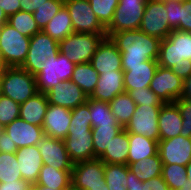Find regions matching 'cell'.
<instances>
[{
  "mask_svg": "<svg viewBox=\"0 0 191 190\" xmlns=\"http://www.w3.org/2000/svg\"><path fill=\"white\" fill-rule=\"evenodd\" d=\"M63 5L64 0H47L32 13L40 30H43Z\"/></svg>",
  "mask_w": 191,
  "mask_h": 190,
  "instance_id": "41",
  "label": "cell"
},
{
  "mask_svg": "<svg viewBox=\"0 0 191 190\" xmlns=\"http://www.w3.org/2000/svg\"><path fill=\"white\" fill-rule=\"evenodd\" d=\"M7 21H8V17L5 14V12L2 10V8L0 7V27L4 25L5 23H7Z\"/></svg>",
  "mask_w": 191,
  "mask_h": 190,
  "instance_id": "56",
  "label": "cell"
},
{
  "mask_svg": "<svg viewBox=\"0 0 191 190\" xmlns=\"http://www.w3.org/2000/svg\"><path fill=\"white\" fill-rule=\"evenodd\" d=\"M88 190H109V188L107 184H101V185L91 186L89 187Z\"/></svg>",
  "mask_w": 191,
  "mask_h": 190,
  "instance_id": "57",
  "label": "cell"
},
{
  "mask_svg": "<svg viewBox=\"0 0 191 190\" xmlns=\"http://www.w3.org/2000/svg\"><path fill=\"white\" fill-rule=\"evenodd\" d=\"M49 104L74 109L87 102L88 96L71 80L62 81L52 87L47 93Z\"/></svg>",
  "mask_w": 191,
  "mask_h": 190,
  "instance_id": "15",
  "label": "cell"
},
{
  "mask_svg": "<svg viewBox=\"0 0 191 190\" xmlns=\"http://www.w3.org/2000/svg\"><path fill=\"white\" fill-rule=\"evenodd\" d=\"M127 190H141V185H143V182L140 181L135 174L129 170V167L127 165Z\"/></svg>",
  "mask_w": 191,
  "mask_h": 190,
  "instance_id": "53",
  "label": "cell"
},
{
  "mask_svg": "<svg viewBox=\"0 0 191 190\" xmlns=\"http://www.w3.org/2000/svg\"><path fill=\"white\" fill-rule=\"evenodd\" d=\"M71 172L72 170H58L43 164L39 178L33 185L49 187L51 189H65L71 184Z\"/></svg>",
  "mask_w": 191,
  "mask_h": 190,
  "instance_id": "29",
  "label": "cell"
},
{
  "mask_svg": "<svg viewBox=\"0 0 191 190\" xmlns=\"http://www.w3.org/2000/svg\"><path fill=\"white\" fill-rule=\"evenodd\" d=\"M1 95L18 104L26 102L37 92L35 76L21 67H9L0 80Z\"/></svg>",
  "mask_w": 191,
  "mask_h": 190,
  "instance_id": "2",
  "label": "cell"
},
{
  "mask_svg": "<svg viewBox=\"0 0 191 190\" xmlns=\"http://www.w3.org/2000/svg\"><path fill=\"white\" fill-rule=\"evenodd\" d=\"M175 30L191 32V0H180V24Z\"/></svg>",
  "mask_w": 191,
  "mask_h": 190,
  "instance_id": "46",
  "label": "cell"
},
{
  "mask_svg": "<svg viewBox=\"0 0 191 190\" xmlns=\"http://www.w3.org/2000/svg\"><path fill=\"white\" fill-rule=\"evenodd\" d=\"M188 59L191 60V32L172 30L160 42L158 65L171 68Z\"/></svg>",
  "mask_w": 191,
  "mask_h": 190,
  "instance_id": "5",
  "label": "cell"
},
{
  "mask_svg": "<svg viewBox=\"0 0 191 190\" xmlns=\"http://www.w3.org/2000/svg\"><path fill=\"white\" fill-rule=\"evenodd\" d=\"M19 0H0V7L5 12L7 17L21 10Z\"/></svg>",
  "mask_w": 191,
  "mask_h": 190,
  "instance_id": "50",
  "label": "cell"
},
{
  "mask_svg": "<svg viewBox=\"0 0 191 190\" xmlns=\"http://www.w3.org/2000/svg\"><path fill=\"white\" fill-rule=\"evenodd\" d=\"M71 183L82 190L91 186L106 184L104 162L98 158L73 164Z\"/></svg>",
  "mask_w": 191,
  "mask_h": 190,
  "instance_id": "14",
  "label": "cell"
},
{
  "mask_svg": "<svg viewBox=\"0 0 191 190\" xmlns=\"http://www.w3.org/2000/svg\"><path fill=\"white\" fill-rule=\"evenodd\" d=\"M182 115V129L180 135L191 137V102L178 99L175 101Z\"/></svg>",
  "mask_w": 191,
  "mask_h": 190,
  "instance_id": "44",
  "label": "cell"
},
{
  "mask_svg": "<svg viewBox=\"0 0 191 190\" xmlns=\"http://www.w3.org/2000/svg\"><path fill=\"white\" fill-rule=\"evenodd\" d=\"M164 3L169 26L175 30L180 24V0L165 1Z\"/></svg>",
  "mask_w": 191,
  "mask_h": 190,
  "instance_id": "45",
  "label": "cell"
},
{
  "mask_svg": "<svg viewBox=\"0 0 191 190\" xmlns=\"http://www.w3.org/2000/svg\"><path fill=\"white\" fill-rule=\"evenodd\" d=\"M128 151L129 135L123 129L112 138L109 146L106 147L105 152L98 159L104 163L127 165Z\"/></svg>",
  "mask_w": 191,
  "mask_h": 190,
  "instance_id": "26",
  "label": "cell"
},
{
  "mask_svg": "<svg viewBox=\"0 0 191 190\" xmlns=\"http://www.w3.org/2000/svg\"><path fill=\"white\" fill-rule=\"evenodd\" d=\"M110 38L121 52L122 66H136L147 60H158L159 38L149 36L141 30L113 33Z\"/></svg>",
  "mask_w": 191,
  "mask_h": 190,
  "instance_id": "1",
  "label": "cell"
},
{
  "mask_svg": "<svg viewBox=\"0 0 191 190\" xmlns=\"http://www.w3.org/2000/svg\"><path fill=\"white\" fill-rule=\"evenodd\" d=\"M122 55L116 44L110 37H105L98 46L90 63L93 68L99 73L123 71L122 70Z\"/></svg>",
  "mask_w": 191,
  "mask_h": 190,
  "instance_id": "17",
  "label": "cell"
},
{
  "mask_svg": "<svg viewBox=\"0 0 191 190\" xmlns=\"http://www.w3.org/2000/svg\"><path fill=\"white\" fill-rule=\"evenodd\" d=\"M74 67L75 64L60 52L46 58L42 70L35 75L37 92L47 93L62 81L71 80Z\"/></svg>",
  "mask_w": 191,
  "mask_h": 190,
  "instance_id": "4",
  "label": "cell"
},
{
  "mask_svg": "<svg viewBox=\"0 0 191 190\" xmlns=\"http://www.w3.org/2000/svg\"><path fill=\"white\" fill-rule=\"evenodd\" d=\"M64 5L69 11L74 32L106 34V28L95 15L89 0H64Z\"/></svg>",
  "mask_w": 191,
  "mask_h": 190,
  "instance_id": "9",
  "label": "cell"
},
{
  "mask_svg": "<svg viewBox=\"0 0 191 190\" xmlns=\"http://www.w3.org/2000/svg\"><path fill=\"white\" fill-rule=\"evenodd\" d=\"M15 154L22 179L29 181L31 184H35L43 165L38 146L32 145L20 148Z\"/></svg>",
  "mask_w": 191,
  "mask_h": 190,
  "instance_id": "23",
  "label": "cell"
},
{
  "mask_svg": "<svg viewBox=\"0 0 191 190\" xmlns=\"http://www.w3.org/2000/svg\"><path fill=\"white\" fill-rule=\"evenodd\" d=\"M141 190H170L162 175L143 182Z\"/></svg>",
  "mask_w": 191,
  "mask_h": 190,
  "instance_id": "47",
  "label": "cell"
},
{
  "mask_svg": "<svg viewBox=\"0 0 191 190\" xmlns=\"http://www.w3.org/2000/svg\"><path fill=\"white\" fill-rule=\"evenodd\" d=\"M112 115L118 124L124 129L130 121L136 109V104L128 92L118 94L109 102Z\"/></svg>",
  "mask_w": 191,
  "mask_h": 190,
  "instance_id": "31",
  "label": "cell"
},
{
  "mask_svg": "<svg viewBox=\"0 0 191 190\" xmlns=\"http://www.w3.org/2000/svg\"><path fill=\"white\" fill-rule=\"evenodd\" d=\"M89 2L100 23L107 28L113 20L119 0H89Z\"/></svg>",
  "mask_w": 191,
  "mask_h": 190,
  "instance_id": "40",
  "label": "cell"
},
{
  "mask_svg": "<svg viewBox=\"0 0 191 190\" xmlns=\"http://www.w3.org/2000/svg\"><path fill=\"white\" fill-rule=\"evenodd\" d=\"M63 141L73 164L94 159L92 131H68Z\"/></svg>",
  "mask_w": 191,
  "mask_h": 190,
  "instance_id": "18",
  "label": "cell"
},
{
  "mask_svg": "<svg viewBox=\"0 0 191 190\" xmlns=\"http://www.w3.org/2000/svg\"><path fill=\"white\" fill-rule=\"evenodd\" d=\"M147 0H119L113 20L106 28V37L113 33L139 30Z\"/></svg>",
  "mask_w": 191,
  "mask_h": 190,
  "instance_id": "7",
  "label": "cell"
},
{
  "mask_svg": "<svg viewBox=\"0 0 191 190\" xmlns=\"http://www.w3.org/2000/svg\"><path fill=\"white\" fill-rule=\"evenodd\" d=\"M58 52L59 42L41 30L30 38L27 57L21 68L35 76L42 70L46 58L55 56Z\"/></svg>",
  "mask_w": 191,
  "mask_h": 190,
  "instance_id": "8",
  "label": "cell"
},
{
  "mask_svg": "<svg viewBox=\"0 0 191 190\" xmlns=\"http://www.w3.org/2000/svg\"><path fill=\"white\" fill-rule=\"evenodd\" d=\"M37 146L43 164L58 170H72L73 163L68 156L65 143L62 139L44 136Z\"/></svg>",
  "mask_w": 191,
  "mask_h": 190,
  "instance_id": "16",
  "label": "cell"
},
{
  "mask_svg": "<svg viewBox=\"0 0 191 190\" xmlns=\"http://www.w3.org/2000/svg\"><path fill=\"white\" fill-rule=\"evenodd\" d=\"M125 92L123 71L103 72L99 74L97 86L88 98L110 102L118 94Z\"/></svg>",
  "mask_w": 191,
  "mask_h": 190,
  "instance_id": "22",
  "label": "cell"
},
{
  "mask_svg": "<svg viewBox=\"0 0 191 190\" xmlns=\"http://www.w3.org/2000/svg\"><path fill=\"white\" fill-rule=\"evenodd\" d=\"M31 190H63V189H51L49 187L39 186V185H32Z\"/></svg>",
  "mask_w": 191,
  "mask_h": 190,
  "instance_id": "58",
  "label": "cell"
},
{
  "mask_svg": "<svg viewBox=\"0 0 191 190\" xmlns=\"http://www.w3.org/2000/svg\"><path fill=\"white\" fill-rule=\"evenodd\" d=\"M162 105H136L135 112L124 128L128 133L159 141L158 117Z\"/></svg>",
  "mask_w": 191,
  "mask_h": 190,
  "instance_id": "10",
  "label": "cell"
},
{
  "mask_svg": "<svg viewBox=\"0 0 191 190\" xmlns=\"http://www.w3.org/2000/svg\"><path fill=\"white\" fill-rule=\"evenodd\" d=\"M30 38L22 35L10 24L0 27V56L9 67H21L27 57Z\"/></svg>",
  "mask_w": 191,
  "mask_h": 190,
  "instance_id": "6",
  "label": "cell"
},
{
  "mask_svg": "<svg viewBox=\"0 0 191 190\" xmlns=\"http://www.w3.org/2000/svg\"><path fill=\"white\" fill-rule=\"evenodd\" d=\"M129 95L136 105H163L161 99L150 89V87L140 88V90H130Z\"/></svg>",
  "mask_w": 191,
  "mask_h": 190,
  "instance_id": "43",
  "label": "cell"
},
{
  "mask_svg": "<svg viewBox=\"0 0 191 190\" xmlns=\"http://www.w3.org/2000/svg\"><path fill=\"white\" fill-rule=\"evenodd\" d=\"M70 122V109L49 104L42 126L44 135L64 140L68 136Z\"/></svg>",
  "mask_w": 191,
  "mask_h": 190,
  "instance_id": "19",
  "label": "cell"
},
{
  "mask_svg": "<svg viewBox=\"0 0 191 190\" xmlns=\"http://www.w3.org/2000/svg\"><path fill=\"white\" fill-rule=\"evenodd\" d=\"M139 30L160 40L170 34L172 29L169 26L164 2L147 0Z\"/></svg>",
  "mask_w": 191,
  "mask_h": 190,
  "instance_id": "11",
  "label": "cell"
},
{
  "mask_svg": "<svg viewBox=\"0 0 191 190\" xmlns=\"http://www.w3.org/2000/svg\"><path fill=\"white\" fill-rule=\"evenodd\" d=\"M122 130L123 128L120 125L92 127L94 159L99 158L105 152L112 138Z\"/></svg>",
  "mask_w": 191,
  "mask_h": 190,
  "instance_id": "34",
  "label": "cell"
},
{
  "mask_svg": "<svg viewBox=\"0 0 191 190\" xmlns=\"http://www.w3.org/2000/svg\"><path fill=\"white\" fill-rule=\"evenodd\" d=\"M162 161L159 154L140 159L128 165L129 170L142 182L162 175Z\"/></svg>",
  "mask_w": 191,
  "mask_h": 190,
  "instance_id": "32",
  "label": "cell"
},
{
  "mask_svg": "<svg viewBox=\"0 0 191 190\" xmlns=\"http://www.w3.org/2000/svg\"><path fill=\"white\" fill-rule=\"evenodd\" d=\"M32 185L27 180H15L13 182L0 183V190H31Z\"/></svg>",
  "mask_w": 191,
  "mask_h": 190,
  "instance_id": "49",
  "label": "cell"
},
{
  "mask_svg": "<svg viewBox=\"0 0 191 190\" xmlns=\"http://www.w3.org/2000/svg\"><path fill=\"white\" fill-rule=\"evenodd\" d=\"M22 180L15 153H0V183Z\"/></svg>",
  "mask_w": 191,
  "mask_h": 190,
  "instance_id": "38",
  "label": "cell"
},
{
  "mask_svg": "<svg viewBox=\"0 0 191 190\" xmlns=\"http://www.w3.org/2000/svg\"><path fill=\"white\" fill-rule=\"evenodd\" d=\"M98 78L99 73L88 62L75 65L71 81L77 84L90 97L97 86Z\"/></svg>",
  "mask_w": 191,
  "mask_h": 190,
  "instance_id": "30",
  "label": "cell"
},
{
  "mask_svg": "<svg viewBox=\"0 0 191 190\" xmlns=\"http://www.w3.org/2000/svg\"><path fill=\"white\" fill-rule=\"evenodd\" d=\"M18 150L15 142L10 140L9 134L4 130L0 133V153H16Z\"/></svg>",
  "mask_w": 191,
  "mask_h": 190,
  "instance_id": "48",
  "label": "cell"
},
{
  "mask_svg": "<svg viewBox=\"0 0 191 190\" xmlns=\"http://www.w3.org/2000/svg\"><path fill=\"white\" fill-rule=\"evenodd\" d=\"M42 31L58 42L74 33L71 17L65 5L62 6Z\"/></svg>",
  "mask_w": 191,
  "mask_h": 190,
  "instance_id": "28",
  "label": "cell"
},
{
  "mask_svg": "<svg viewBox=\"0 0 191 190\" xmlns=\"http://www.w3.org/2000/svg\"><path fill=\"white\" fill-rule=\"evenodd\" d=\"M21 11H26L29 13H33L47 0H19Z\"/></svg>",
  "mask_w": 191,
  "mask_h": 190,
  "instance_id": "52",
  "label": "cell"
},
{
  "mask_svg": "<svg viewBox=\"0 0 191 190\" xmlns=\"http://www.w3.org/2000/svg\"><path fill=\"white\" fill-rule=\"evenodd\" d=\"M69 131H92L90 106L87 102L71 109Z\"/></svg>",
  "mask_w": 191,
  "mask_h": 190,
  "instance_id": "39",
  "label": "cell"
},
{
  "mask_svg": "<svg viewBox=\"0 0 191 190\" xmlns=\"http://www.w3.org/2000/svg\"><path fill=\"white\" fill-rule=\"evenodd\" d=\"M4 131V127L0 124V133Z\"/></svg>",
  "mask_w": 191,
  "mask_h": 190,
  "instance_id": "61",
  "label": "cell"
},
{
  "mask_svg": "<svg viewBox=\"0 0 191 190\" xmlns=\"http://www.w3.org/2000/svg\"><path fill=\"white\" fill-rule=\"evenodd\" d=\"M158 66V60H147L142 65L122 66L125 92L150 87Z\"/></svg>",
  "mask_w": 191,
  "mask_h": 190,
  "instance_id": "20",
  "label": "cell"
},
{
  "mask_svg": "<svg viewBox=\"0 0 191 190\" xmlns=\"http://www.w3.org/2000/svg\"><path fill=\"white\" fill-rule=\"evenodd\" d=\"M180 98L191 102V74L183 80V90Z\"/></svg>",
  "mask_w": 191,
  "mask_h": 190,
  "instance_id": "54",
  "label": "cell"
},
{
  "mask_svg": "<svg viewBox=\"0 0 191 190\" xmlns=\"http://www.w3.org/2000/svg\"><path fill=\"white\" fill-rule=\"evenodd\" d=\"M7 23L14 27L22 35L29 38L41 31L37 26L33 14L26 11L20 10L9 16Z\"/></svg>",
  "mask_w": 191,
  "mask_h": 190,
  "instance_id": "37",
  "label": "cell"
},
{
  "mask_svg": "<svg viewBox=\"0 0 191 190\" xmlns=\"http://www.w3.org/2000/svg\"><path fill=\"white\" fill-rule=\"evenodd\" d=\"M158 154L162 164L186 166L191 161V137L183 135L158 141Z\"/></svg>",
  "mask_w": 191,
  "mask_h": 190,
  "instance_id": "13",
  "label": "cell"
},
{
  "mask_svg": "<svg viewBox=\"0 0 191 190\" xmlns=\"http://www.w3.org/2000/svg\"><path fill=\"white\" fill-rule=\"evenodd\" d=\"M20 104L9 97L0 96V124L5 127L19 118Z\"/></svg>",
  "mask_w": 191,
  "mask_h": 190,
  "instance_id": "42",
  "label": "cell"
},
{
  "mask_svg": "<svg viewBox=\"0 0 191 190\" xmlns=\"http://www.w3.org/2000/svg\"><path fill=\"white\" fill-rule=\"evenodd\" d=\"M104 178L109 190H127V165L104 163Z\"/></svg>",
  "mask_w": 191,
  "mask_h": 190,
  "instance_id": "36",
  "label": "cell"
},
{
  "mask_svg": "<svg viewBox=\"0 0 191 190\" xmlns=\"http://www.w3.org/2000/svg\"><path fill=\"white\" fill-rule=\"evenodd\" d=\"M48 105L46 94L38 92L26 102L20 104L19 118L28 123L43 126Z\"/></svg>",
  "mask_w": 191,
  "mask_h": 190,
  "instance_id": "25",
  "label": "cell"
},
{
  "mask_svg": "<svg viewBox=\"0 0 191 190\" xmlns=\"http://www.w3.org/2000/svg\"><path fill=\"white\" fill-rule=\"evenodd\" d=\"M129 151L127 165L158 153V142L143 135L128 133Z\"/></svg>",
  "mask_w": 191,
  "mask_h": 190,
  "instance_id": "27",
  "label": "cell"
},
{
  "mask_svg": "<svg viewBox=\"0 0 191 190\" xmlns=\"http://www.w3.org/2000/svg\"><path fill=\"white\" fill-rule=\"evenodd\" d=\"M182 120L181 112L175 102L164 103L158 117L160 140H167L180 135Z\"/></svg>",
  "mask_w": 191,
  "mask_h": 190,
  "instance_id": "24",
  "label": "cell"
},
{
  "mask_svg": "<svg viewBox=\"0 0 191 190\" xmlns=\"http://www.w3.org/2000/svg\"><path fill=\"white\" fill-rule=\"evenodd\" d=\"M178 77L186 79L191 74V60L181 62L170 68Z\"/></svg>",
  "mask_w": 191,
  "mask_h": 190,
  "instance_id": "51",
  "label": "cell"
},
{
  "mask_svg": "<svg viewBox=\"0 0 191 190\" xmlns=\"http://www.w3.org/2000/svg\"><path fill=\"white\" fill-rule=\"evenodd\" d=\"M8 68H9V66L4 61V59L0 56V80L5 75Z\"/></svg>",
  "mask_w": 191,
  "mask_h": 190,
  "instance_id": "55",
  "label": "cell"
},
{
  "mask_svg": "<svg viewBox=\"0 0 191 190\" xmlns=\"http://www.w3.org/2000/svg\"><path fill=\"white\" fill-rule=\"evenodd\" d=\"M87 103L90 106L91 127L119 125L111 113L108 102L88 98Z\"/></svg>",
  "mask_w": 191,
  "mask_h": 190,
  "instance_id": "35",
  "label": "cell"
},
{
  "mask_svg": "<svg viewBox=\"0 0 191 190\" xmlns=\"http://www.w3.org/2000/svg\"><path fill=\"white\" fill-rule=\"evenodd\" d=\"M106 34L72 33L59 41V52L75 65L88 63Z\"/></svg>",
  "mask_w": 191,
  "mask_h": 190,
  "instance_id": "3",
  "label": "cell"
},
{
  "mask_svg": "<svg viewBox=\"0 0 191 190\" xmlns=\"http://www.w3.org/2000/svg\"><path fill=\"white\" fill-rule=\"evenodd\" d=\"M162 177L170 190H191V182L187 178L186 166L163 164Z\"/></svg>",
  "mask_w": 191,
  "mask_h": 190,
  "instance_id": "33",
  "label": "cell"
},
{
  "mask_svg": "<svg viewBox=\"0 0 191 190\" xmlns=\"http://www.w3.org/2000/svg\"><path fill=\"white\" fill-rule=\"evenodd\" d=\"M150 89L163 103H173L180 99L183 90V79L178 77L170 68L158 66Z\"/></svg>",
  "mask_w": 191,
  "mask_h": 190,
  "instance_id": "12",
  "label": "cell"
},
{
  "mask_svg": "<svg viewBox=\"0 0 191 190\" xmlns=\"http://www.w3.org/2000/svg\"><path fill=\"white\" fill-rule=\"evenodd\" d=\"M10 140L15 142L18 149L37 145L45 136L42 126H37L17 118L4 127Z\"/></svg>",
  "mask_w": 191,
  "mask_h": 190,
  "instance_id": "21",
  "label": "cell"
},
{
  "mask_svg": "<svg viewBox=\"0 0 191 190\" xmlns=\"http://www.w3.org/2000/svg\"><path fill=\"white\" fill-rule=\"evenodd\" d=\"M63 190H82V189L76 187L74 184L71 183L68 187H66Z\"/></svg>",
  "mask_w": 191,
  "mask_h": 190,
  "instance_id": "60",
  "label": "cell"
},
{
  "mask_svg": "<svg viewBox=\"0 0 191 190\" xmlns=\"http://www.w3.org/2000/svg\"><path fill=\"white\" fill-rule=\"evenodd\" d=\"M187 170V178L190 179L191 182V161L186 165Z\"/></svg>",
  "mask_w": 191,
  "mask_h": 190,
  "instance_id": "59",
  "label": "cell"
}]
</instances>
